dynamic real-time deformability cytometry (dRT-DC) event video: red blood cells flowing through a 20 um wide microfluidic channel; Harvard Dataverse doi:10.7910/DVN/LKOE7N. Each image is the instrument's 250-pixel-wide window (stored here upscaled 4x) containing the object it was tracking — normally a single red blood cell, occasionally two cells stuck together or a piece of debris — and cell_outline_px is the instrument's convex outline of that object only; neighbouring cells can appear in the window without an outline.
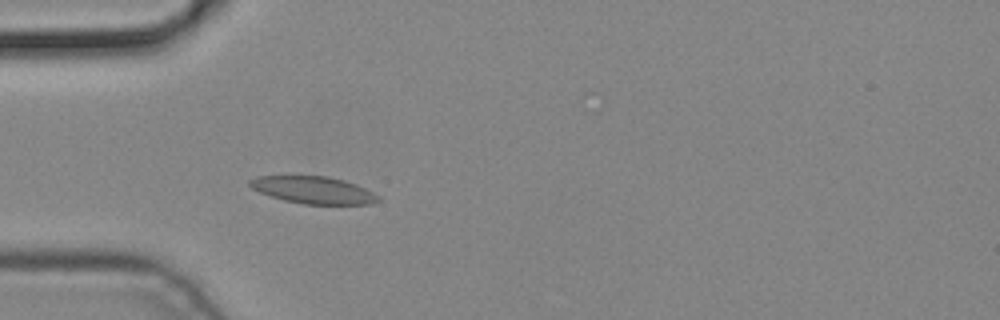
{"species": "common noctule bat (a hibernating species)", "species_latin": "Nyctalus noctula", "temperature_condition": "cold", "stored_images_in_passage": 4, "camera_frame_rate_fps": 3000, "um_per_image_px": 0.085, "animal": {"sex": "male", "body_mass_g": 19.2, "forearm_length_mm": 51.8}, "frame": {"image": 1, "passage_image": 4, "time_ms": 1.0, "image_size_px": [1000, 320], "cell_outline_px": [[380, 200], [372, 204], [304, 204], [284, 200], [260, 192], [252, 188], [248, 184], [248, 180], [256, 176], [328, 176], [344, 180], [356, 184], [380, 196]], "centroid_in_image_um": [26.64, 16.15], "position_along_channel_um": 58.4, "area_um2": 20.29}}